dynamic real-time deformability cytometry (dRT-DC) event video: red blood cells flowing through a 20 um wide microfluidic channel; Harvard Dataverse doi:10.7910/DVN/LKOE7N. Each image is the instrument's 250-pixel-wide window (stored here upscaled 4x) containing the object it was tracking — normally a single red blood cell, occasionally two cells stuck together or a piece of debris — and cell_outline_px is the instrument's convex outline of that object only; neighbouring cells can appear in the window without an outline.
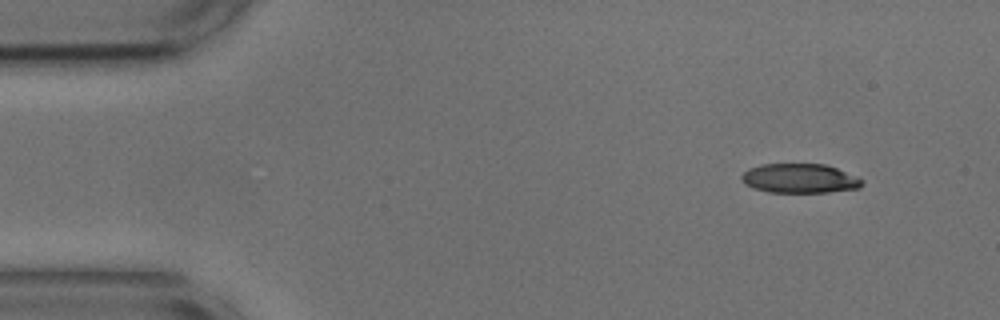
{"species": "common noctule bat (a hibernating species)", "species_latin": "Nyctalus noctula", "temperature_condition": "cold", "stored_images_in_passage": 50, "camera_frame_rate_fps": 3000, "um_per_image_px": 0.085, "animal": {"sex": "male", "body_mass_g": 17.9, "forearm_length_mm": 54.2}, "frame": {"image": 1, "passage_image": 1, "time_ms": 0.0, "image_size_px": [1000, 320], "cell_outline_px": [[864, 184], [860, 188], [828, 192], [768, 192], [752, 188], [744, 184], [740, 180], [740, 176], [748, 168], [760, 164], [824, 164], [836, 168], [864, 180]], "centroid_in_image_um": [67.93, 15.17], "position_along_channel_um": 17.1, "area_um2": 20.75}}
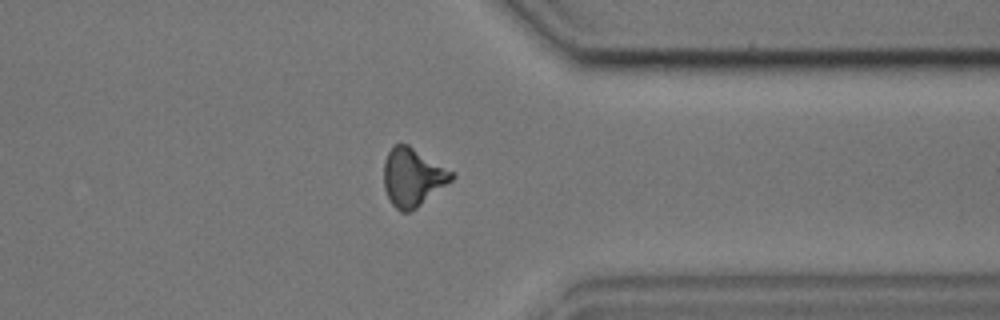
{"frame": {"image": 2, "passage_image": 38, "time_ms": 12.333, "image_size_px": [1000, 320], "cell_outline_px": [[456, 176], [452, 180], [416, 208], [408, 212], [400, 212], [392, 204], [384, 188], [384, 160], [388, 152], [396, 144], [408, 144], [456, 172]], "centroid_in_image_um": [35.1, 15.04], "position_along_channel_um": 376.3, "area_um2": 23.0}}
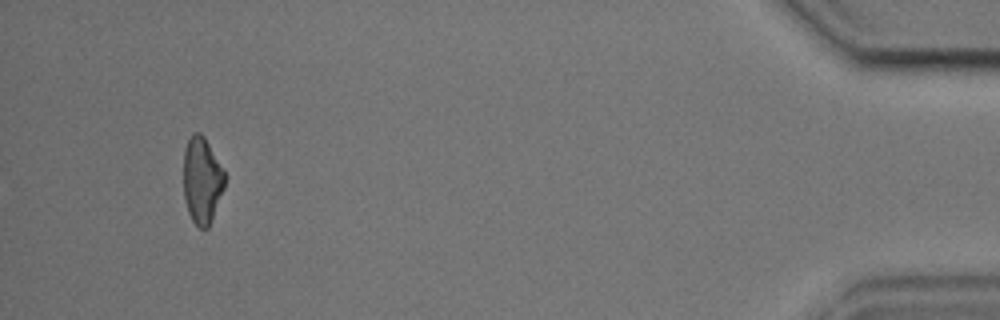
{"frame": {"image": 3, "passage_image": 47, "time_ms": 15.333, "image_size_px": [1000, 320], "cell_outline_px": [[224, 188], [208, 228], [200, 228], [192, 220], [188, 212], [184, 200], [184, 148], [192, 132], [200, 132], [204, 136], [224, 172]], "centroid_in_image_um": [17.14, 15.32], "position_along_channel_um": 418.1, "area_um2": 20.52}, "authors_computed_cell_mechanics": {"area_um2": 22.253, "velocity_mm_per_s": 3.659, "shape_relaxation_time_tau1_ms": 3.5353, "shape_relaxation_time_tau2_ms": 3.4602, "deformation_change_tau1": 0.1278, "deformation_change_tau2": 0.1182}}